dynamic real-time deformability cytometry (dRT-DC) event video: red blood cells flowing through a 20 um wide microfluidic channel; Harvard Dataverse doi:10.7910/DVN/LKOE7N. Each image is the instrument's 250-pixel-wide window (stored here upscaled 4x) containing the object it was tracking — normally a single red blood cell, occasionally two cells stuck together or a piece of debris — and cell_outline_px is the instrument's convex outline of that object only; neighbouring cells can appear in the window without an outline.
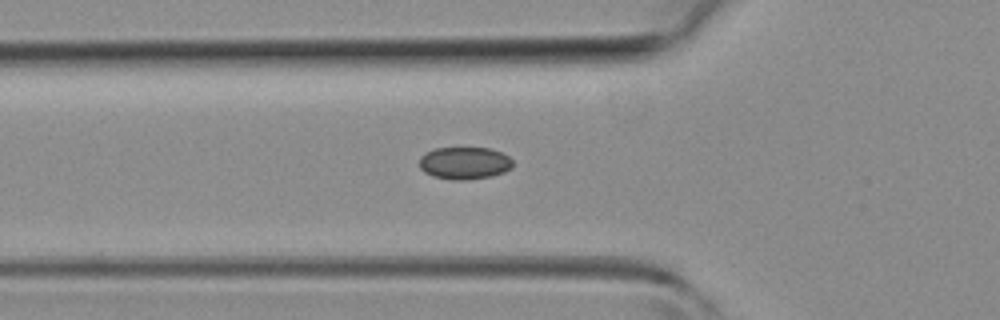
{"species": "common noctule bat (a hibernating species)", "species_latin": "Nyctalus noctula", "temperature_condition": "room temperature", "stored_images_in_passage": 32, "camera_frame_rate_fps": 3000, "um_per_image_px": 0.085, "animal": {"sex": "female", "body_mass_g": 19.3, "forearm_length_mm": 54.1}, "frame": {"image": 1, "passage_image": 7, "time_ms": 2.0, "image_size_px": [1000, 320], "cell_outline_px": [[512, 168], [504, 172], [492, 176], [464, 180], [452, 180], [432, 176], [424, 172], [420, 168], [420, 156], [424, 152], [436, 148], [492, 148], [508, 156], [512, 160]], "centroid_in_image_um": [39.47, 13.86], "position_along_channel_um": 86.3, "area_um2": 17.74}}
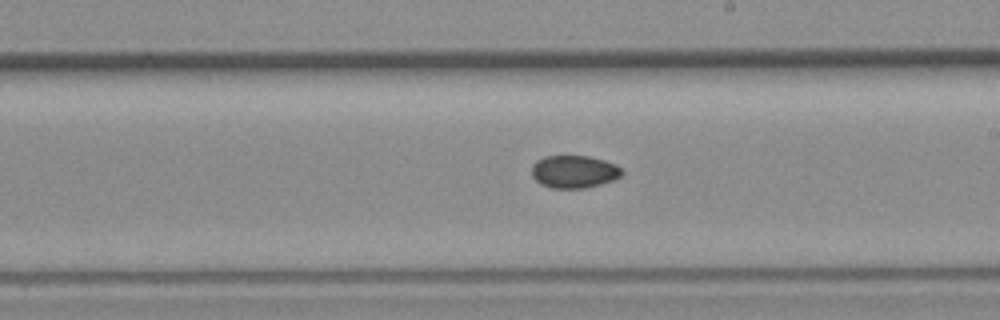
{"frame": {"image": 2, "passage_image": 17, "time_ms": 5.333, "image_size_px": [1000, 320], "cell_outline_px": [[624, 172], [620, 176], [612, 180], [600, 184], [584, 188], [552, 188], [540, 184], [532, 176], [532, 164], [536, 160], [544, 156], [588, 156], [604, 160], [616, 164]], "centroid_in_image_um": [48.77, 14.58], "position_along_channel_um": 240.2, "area_um2": 17.17}}
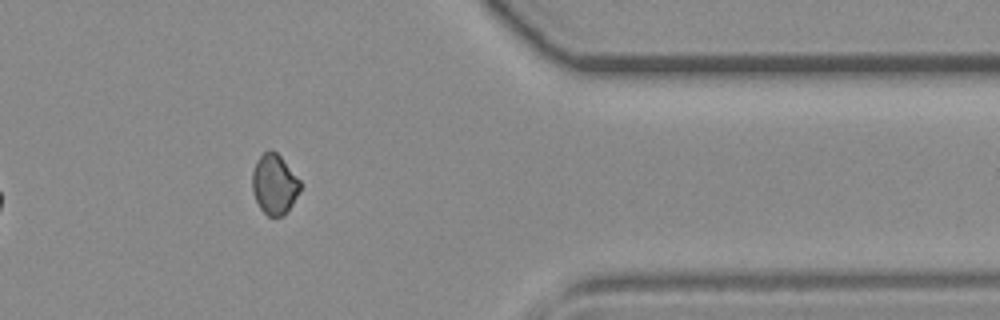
{"frame": {"image": 3, "passage_image": 28, "time_ms": 9.0, "image_size_px": [1000, 320], "cell_outline_px": [[300, 192], [284, 216], [268, 216], [260, 208], [252, 192], [252, 172], [256, 160], [268, 148], [276, 152], [280, 156], [300, 180]], "centroid_in_image_um": [23.31, 15.66], "position_along_channel_um": 388.1, "area_um2": 16.82}}